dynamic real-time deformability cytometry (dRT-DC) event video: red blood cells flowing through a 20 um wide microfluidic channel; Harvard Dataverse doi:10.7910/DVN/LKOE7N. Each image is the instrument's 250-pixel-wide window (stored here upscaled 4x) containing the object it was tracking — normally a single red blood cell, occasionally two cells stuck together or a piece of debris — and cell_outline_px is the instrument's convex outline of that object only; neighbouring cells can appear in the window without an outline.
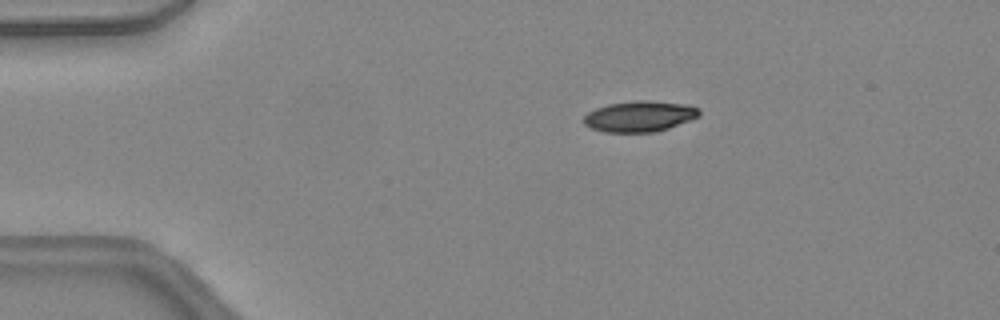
{"species": "common noctule bat (a hibernating species)", "species_latin": "Nyctalus noctula", "temperature_condition": "warm", "stored_images_in_passage": 43, "camera_frame_rate_fps": 3000, "um_per_image_px": 0.085, "animal": {"sex": "female", "body_mass_g": 24.6, "forearm_length_mm": 56.2}, "frame": {"image": 1, "passage_image": 6, "time_ms": 1.667, "image_size_px": [1000, 320], "cell_outline_px": [[700, 116], [668, 128], [656, 132], [604, 132], [592, 128], [584, 124], [584, 116], [588, 112], [596, 108], [608, 104], [636, 100], [652, 100], [688, 104], [700, 108]], "centroid_in_image_um": [54.39, 9.87], "position_along_channel_um": 30.6, "area_um2": 20.87}}
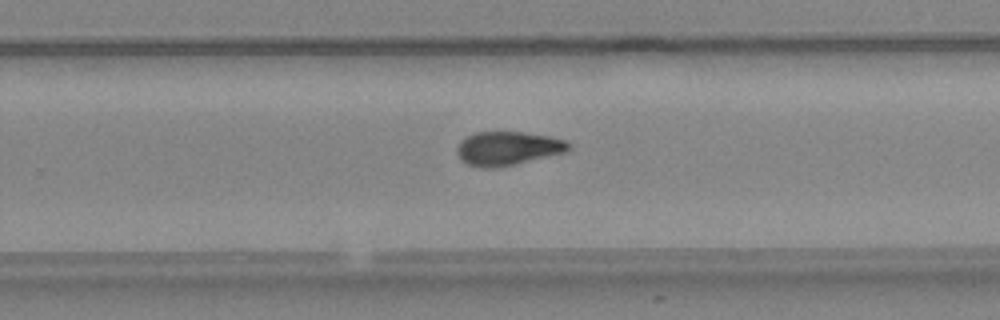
{"frame": {"image": 2, "passage_image": 27, "time_ms": 8.667, "image_size_px": [1000, 320], "cell_outline_px": [[568, 148], [564, 152], [516, 164], [496, 168], [480, 168], [468, 164], [460, 160], [456, 152], [456, 148], [460, 140], [476, 132], [524, 132], [548, 136], [568, 140]], "centroid_in_image_um": [43.1, 12.62], "position_along_channel_um": 286.7, "area_um2": 21.96}}
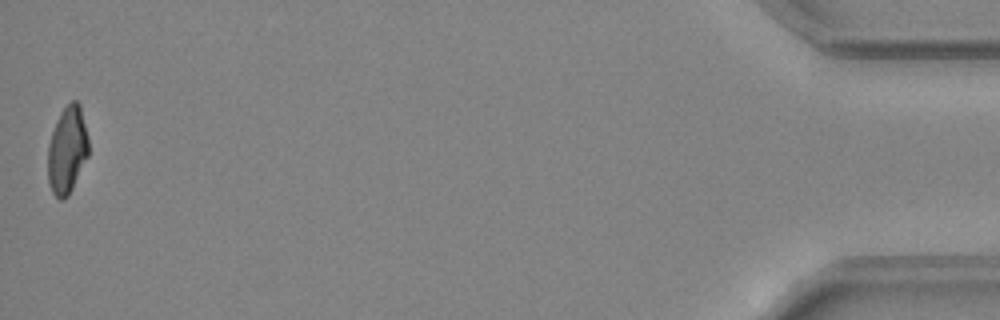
{"frame": {"image": 3, "passage_image": 43, "time_ms": 14.0, "image_size_px": [1000, 320], "cell_outline_px": [[88, 156], [68, 196], [64, 200], [60, 200], [52, 192], [48, 184], [48, 144], [56, 120], [60, 112], [72, 100], [76, 100], [80, 104], [88, 136]], "centroid_in_image_um": [5.71, 12.75], "position_along_channel_um": 429.5, "area_um2": 20.75}, "authors_computed_cell_mechanics": {"area_um2": 21.675, "velocity_mm_per_s": 4.483, "shape_relaxation_time_tau1_ms": 5.154, "shape_relaxation_time_tau2_ms": 5.0717, "deformation_change_tau1": 0.191, "deformation_change_tau2": 0.1225}}